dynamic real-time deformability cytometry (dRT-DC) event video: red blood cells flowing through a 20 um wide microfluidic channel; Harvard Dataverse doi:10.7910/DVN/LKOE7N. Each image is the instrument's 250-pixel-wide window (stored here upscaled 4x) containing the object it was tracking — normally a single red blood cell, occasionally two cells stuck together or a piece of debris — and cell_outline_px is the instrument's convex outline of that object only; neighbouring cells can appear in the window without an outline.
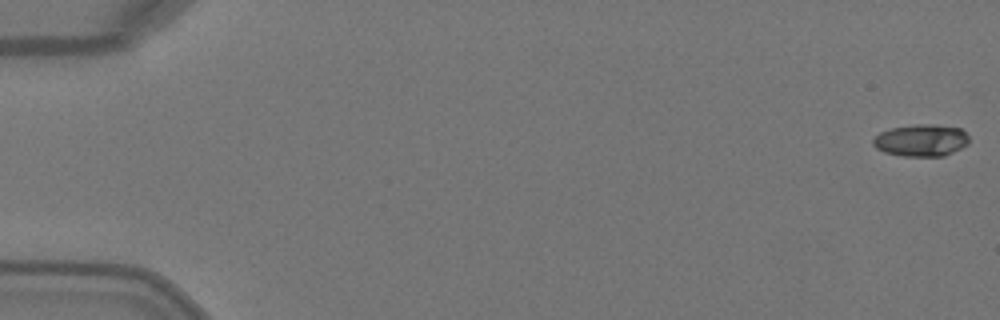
{"species": "Egyptian fruit bat (a non-hibernating species)", "species_latin": "Rousettus aegyptiacus", "temperature_condition": "warm", "stored_images_in_passage": 4, "camera_frame_rate_fps": 3000, "um_per_image_px": 0.085, "animal": {"sex": "female"}, "frame": {"image": 1, "passage_image": 1, "time_ms": 0.0, "image_size_px": [1000, 320], "cell_outline_px": [[968, 144], [944, 156], [904, 156], [884, 152], [876, 148], [872, 144], [872, 140], [880, 132], [892, 128], [920, 124], [928, 124], [960, 128], [968, 136]], "centroid_in_image_um": [78.28, 11.93], "position_along_channel_um": 6.7, "area_um2": 17.69}}
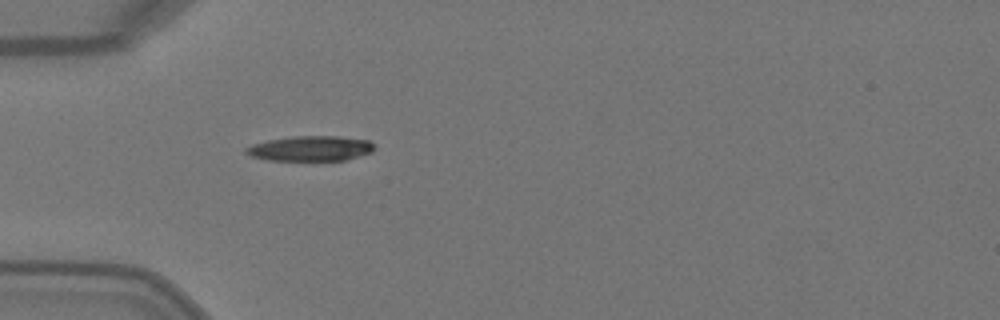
{"frame": {"image": 2, "passage_image": 4, "time_ms": 1.0, "image_size_px": [1000, 320], "cell_outline_px": [[376, 148], [372, 152], [344, 160], [268, 160], [252, 156], [244, 152], [244, 148], [252, 144], [268, 140], [292, 136], [340, 136], [368, 140]], "centroid_in_image_um": [26.38, 12.61], "position_along_channel_um": 58.6, "area_um2": 18.73}}